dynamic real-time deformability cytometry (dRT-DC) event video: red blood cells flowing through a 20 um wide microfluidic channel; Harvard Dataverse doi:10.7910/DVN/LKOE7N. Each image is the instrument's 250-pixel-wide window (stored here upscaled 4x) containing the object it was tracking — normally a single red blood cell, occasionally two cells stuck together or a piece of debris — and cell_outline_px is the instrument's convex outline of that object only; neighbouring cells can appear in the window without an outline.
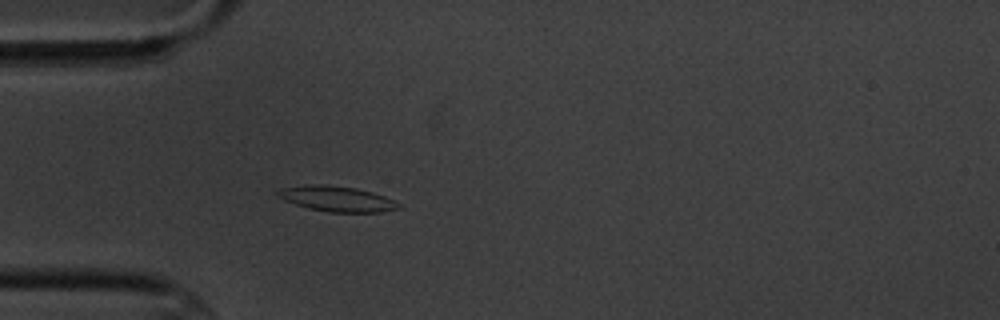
{"species": "common noctule bat (a hibernating species)", "species_latin": "Nyctalus noctula", "temperature_condition": "cold", "stored_images_in_passage": 2, "camera_frame_rate_fps": 3000, "um_per_image_px": 0.085, "animal": {"sex": "male", "body_mass_g": 20.1, "forearm_length_mm": 53.5}, "frame": {"image": 1, "passage_image": 2, "time_ms": 1.667, "image_size_px": [1000, 320], "cell_outline_px": [[404, 208], [380, 212], [328, 212], [308, 208], [284, 200], [276, 196], [276, 192], [280, 188], [304, 184], [324, 184], [356, 188], [372, 192], [384, 196], [400, 204]], "centroid_in_image_um": [28.61, 16.89], "position_along_channel_um": 56.4, "area_um2": 18.03}}